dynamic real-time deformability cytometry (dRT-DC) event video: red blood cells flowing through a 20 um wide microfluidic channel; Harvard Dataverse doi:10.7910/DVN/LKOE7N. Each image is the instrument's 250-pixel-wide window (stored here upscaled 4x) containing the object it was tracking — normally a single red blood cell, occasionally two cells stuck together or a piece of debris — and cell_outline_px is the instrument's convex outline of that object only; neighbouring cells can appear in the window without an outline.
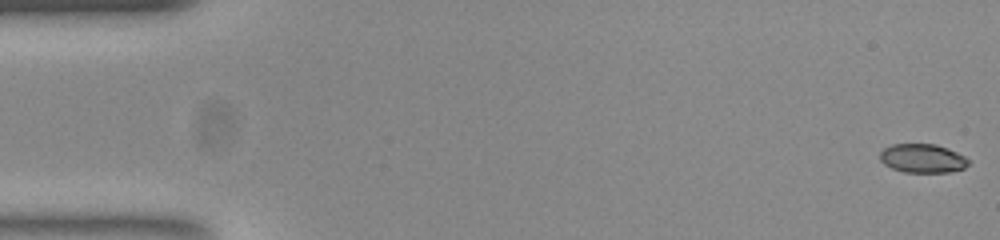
{"species": "common noctule bat (a hibernating species)", "species_latin": "Nyctalus noctula", "temperature_condition": "room temperature", "stored_images_in_passage": 54, "camera_frame_rate_fps": 3000, "um_per_image_px": 0.085, "animal": {"sex": "female", "body_mass_g": 23.0, "forearm_length_mm": 53.4}, "frame": {"image": 1, "passage_image": 1, "time_ms": 0.0, "image_size_px": [1000, 240], "cell_outline_px": [[968, 164], [964, 168], [948, 172], [904, 172], [892, 168], [884, 164], [880, 160], [880, 152], [884, 148], [892, 144], [936, 144], [956, 152], [964, 156], [968, 160]], "centroid_in_image_um": [78.39, 13.46], "position_along_channel_um": 6.6, "area_um2": 14.74}}
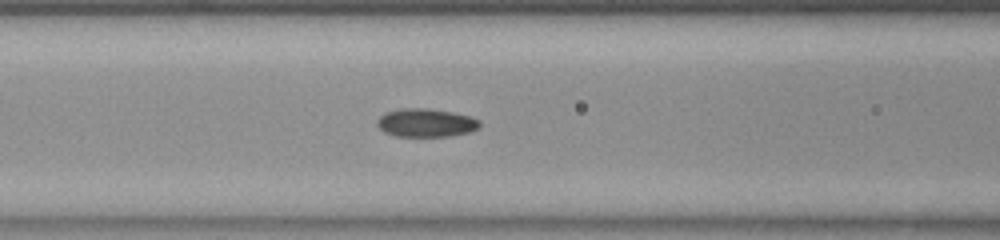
{"frame": {"image": 2, "passage_image": 22, "time_ms": 7.0, "image_size_px": [1000, 240], "cell_outline_px": [[480, 124], [476, 128], [468, 132], [448, 136], [396, 136], [384, 132], [376, 124], [376, 120], [384, 112], [404, 108], [428, 108], [452, 112], [468, 116], [480, 120]], "centroid_in_image_um": [36.15, 10.43], "position_along_channel_um": 130.4, "area_um2": 16.82}}
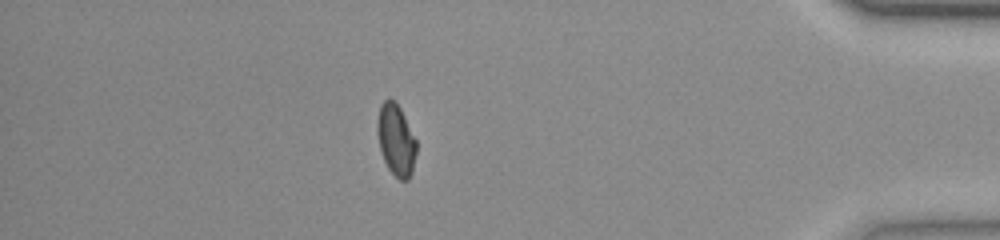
{"frame": {"image": 3, "passage_image": 47, "time_ms": 15.333, "image_size_px": [1000, 240], "cell_outline_px": [[416, 152], [412, 172], [408, 180], [400, 180], [388, 168], [384, 160], [380, 148], [376, 132], [376, 124], [380, 104], [384, 100], [392, 100], [400, 108], [416, 140]], "centroid_in_image_um": [33.64, 11.9], "position_along_channel_um": 401.6, "area_um2": 16.13}, "authors_computed_cell_mechanics": {"area_um2": 16.184, "velocity_mm_per_s": 3.8019, "shape_relaxation_time_tau1_ms": null, "shape_relaxation_time_tau2_ms": 1.3529, "deformation_change_tau1": null, "deformation_change_tau2": 0.0549}}